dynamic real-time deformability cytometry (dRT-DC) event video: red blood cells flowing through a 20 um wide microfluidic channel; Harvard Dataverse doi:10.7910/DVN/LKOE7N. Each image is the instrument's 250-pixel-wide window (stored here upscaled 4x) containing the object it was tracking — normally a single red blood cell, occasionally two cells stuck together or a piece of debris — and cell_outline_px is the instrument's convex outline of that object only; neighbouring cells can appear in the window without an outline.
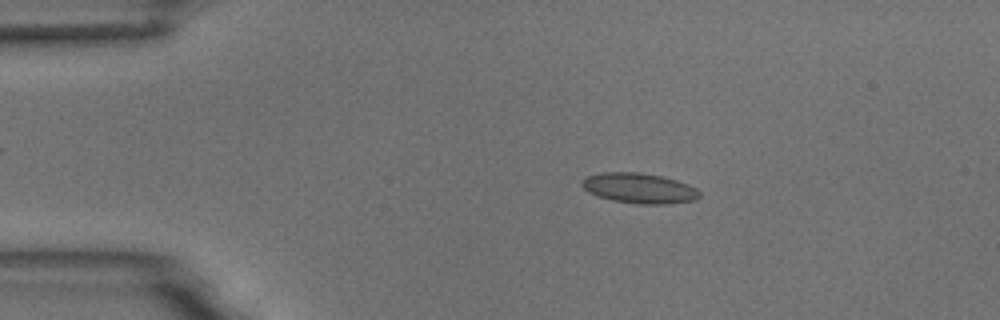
{"species": "common noctule bat (a hibernating species)", "species_latin": "Nyctalus noctula", "temperature_condition": "room temperature", "stored_images_in_passage": 56, "camera_frame_rate_fps": 3000, "um_per_image_px": 0.085, "animal": {"sex": "male", "body_mass_g": 18.8}, "frame": {"image": 1, "passage_image": 10, "time_ms": 3.0, "image_size_px": [1000, 320], "cell_outline_px": [[700, 196], [696, 200], [668, 204], [640, 204], [612, 200], [596, 196], [588, 192], [580, 184], [588, 176], [600, 172], [640, 172], [664, 176], [688, 184], [696, 188], [700, 192]], "centroid_in_image_um": [54.35, 15.99], "position_along_channel_um": 30.6, "area_um2": 20.87}}
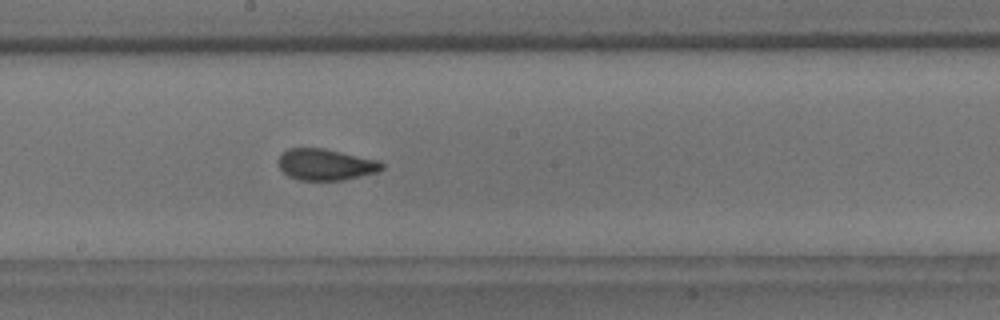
{"frame": {"image": 2, "passage_image": 30, "time_ms": 9.667, "image_size_px": [1000, 320], "cell_outline_px": [[384, 168], [376, 172], [344, 180], [296, 180], [288, 176], [280, 168], [280, 156], [288, 148], [324, 148], [376, 160], [384, 164]], "centroid_in_image_um": [27.68, 13.99], "position_along_channel_um": 220.5, "area_um2": 18.67}}
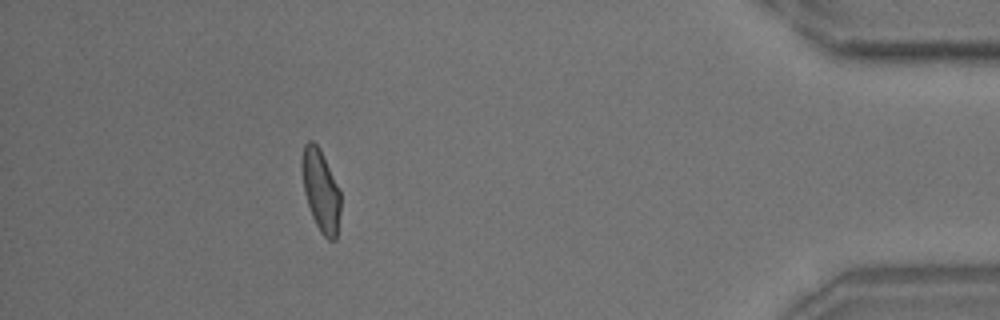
{"frame": {"image": 3, "passage_image": 50, "time_ms": 16.333, "image_size_px": [1000, 320], "cell_outline_px": [[340, 212], [336, 240], [328, 240], [320, 232], [312, 216], [304, 192], [300, 168], [300, 160], [304, 144], [308, 140], [312, 140], [320, 148], [340, 188]], "centroid_in_image_um": [27.25, 16.15], "position_along_channel_um": 407.9, "area_um2": 18.84}, "authors_computed_cell_mechanics": {"area_um2": 19.1318, "velocity_mm_per_s": 3.5922, "shape_relaxation_time_tau1_ms": 6.3106, "shape_relaxation_time_tau2_ms": 1.2952, "deformation_change_tau1": 0.1374, "deformation_change_tau2": 0.0708}}